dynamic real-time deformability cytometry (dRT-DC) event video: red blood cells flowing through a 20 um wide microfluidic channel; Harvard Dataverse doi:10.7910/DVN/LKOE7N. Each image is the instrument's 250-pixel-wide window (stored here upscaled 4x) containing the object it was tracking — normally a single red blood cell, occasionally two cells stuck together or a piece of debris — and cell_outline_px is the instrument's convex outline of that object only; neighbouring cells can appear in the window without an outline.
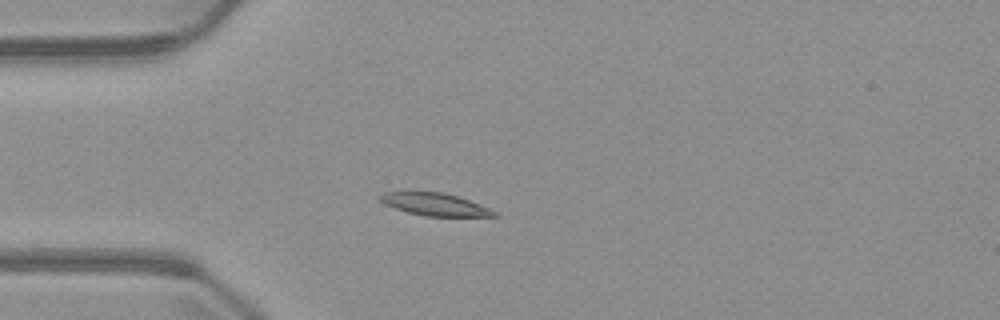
{"species": "common noctule bat (a hibernating species)", "species_latin": "Nyctalus noctula", "temperature_condition": "warm", "stored_images_in_passage": 4, "camera_frame_rate_fps": 3000, "um_per_image_px": 0.085, "animal": {"sex": "male", "body_mass_g": 23.1, "forearm_length_mm": 52.7}, "frame": {"image": 1, "passage_image": 4, "time_ms": 3.667, "image_size_px": [1000, 320], "cell_outline_px": [[500, 216], [424, 216], [408, 212], [384, 204], [376, 196], [380, 192], [408, 188], [440, 192], [456, 196], [468, 200], [500, 212]], "centroid_in_image_um": [36.84, 17.31], "position_along_channel_um": 48.2, "area_um2": 15.78}}